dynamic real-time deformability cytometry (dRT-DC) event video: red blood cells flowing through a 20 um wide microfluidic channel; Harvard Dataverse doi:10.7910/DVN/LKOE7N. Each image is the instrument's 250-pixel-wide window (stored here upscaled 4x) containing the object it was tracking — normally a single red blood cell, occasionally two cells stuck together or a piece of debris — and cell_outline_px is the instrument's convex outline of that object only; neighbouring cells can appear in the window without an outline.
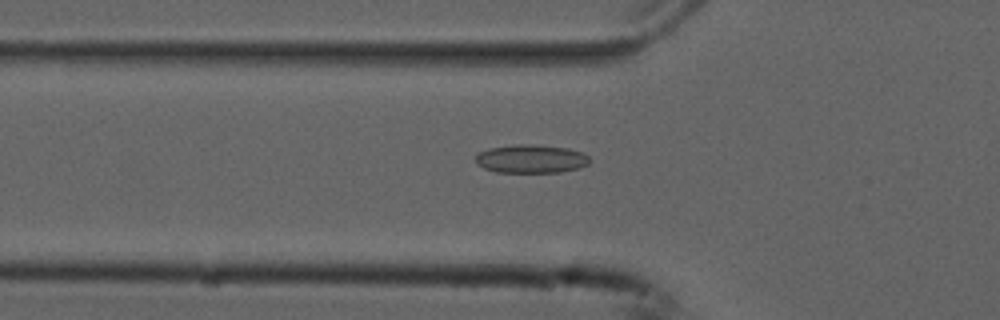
{"species": "common noctule bat (a hibernating species)", "species_latin": "Nyctalus noctula", "temperature_condition": "cold", "stored_images_in_passage": 40, "camera_frame_rate_fps": 3000, "um_per_image_px": 0.085, "animal": {"sex": "male", "forearm_length_mm": 52.5}, "frame": {"image": 1, "passage_image": 4, "time_ms": 1.0, "image_size_px": [1000, 320], "cell_outline_px": [[592, 160], [588, 164], [580, 168], [560, 172], [496, 172], [484, 168], [476, 164], [476, 152], [488, 148], [516, 144], [536, 144], [568, 148], [580, 152], [588, 156]], "centroid_in_image_um": [45.12, 13.49], "position_along_channel_um": 80.7, "area_um2": 19.13}}
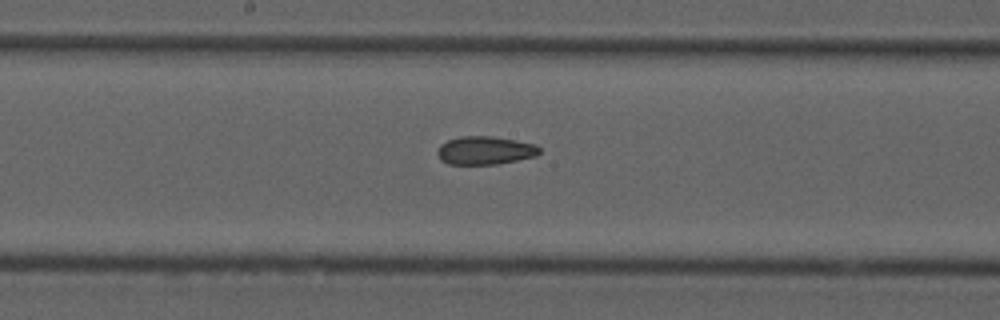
{"frame": {"image": 2, "passage_image": 14, "time_ms": 4.333, "image_size_px": [1000, 320], "cell_outline_px": [[540, 152], [536, 156], [496, 164], [448, 164], [440, 160], [436, 152], [440, 144], [448, 140], [460, 136], [492, 136], [516, 140], [536, 144], [540, 148]], "centroid_in_image_um": [41.21, 12.78], "position_along_channel_um": 207.0, "area_um2": 16.88}}
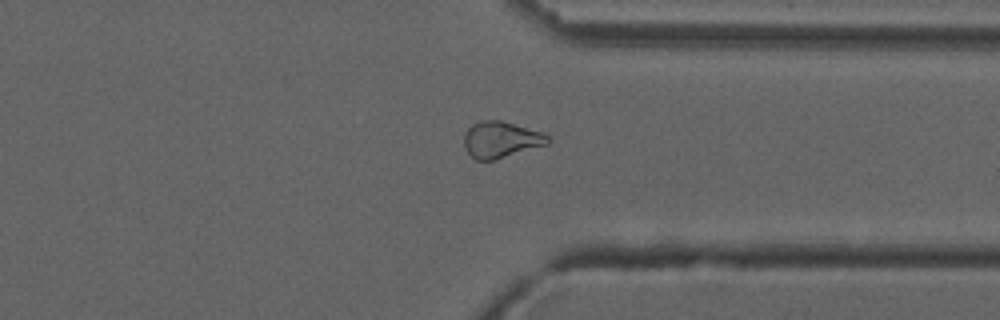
{"frame": {"image": 3, "passage_image": 27, "time_ms": 8.667, "image_size_px": [1000, 320], "cell_outline_px": [[552, 140], [548, 144], [492, 160], [476, 160], [464, 148], [464, 132], [472, 124], [480, 120], [500, 120], [540, 132], [548, 136]], "centroid_in_image_um": [42.54, 11.86], "position_along_channel_um": 368.9, "area_um2": 17.51}, "authors_computed_cell_mechanics": {"area_um2": 17.5712, "velocity_mm_per_s": 3.7659, "shape_relaxation_time_tau1_ms": null, "shape_relaxation_time_tau2_ms": 3.7651, "deformation_change_tau1": null, "deformation_change_tau2": 0.1014}}